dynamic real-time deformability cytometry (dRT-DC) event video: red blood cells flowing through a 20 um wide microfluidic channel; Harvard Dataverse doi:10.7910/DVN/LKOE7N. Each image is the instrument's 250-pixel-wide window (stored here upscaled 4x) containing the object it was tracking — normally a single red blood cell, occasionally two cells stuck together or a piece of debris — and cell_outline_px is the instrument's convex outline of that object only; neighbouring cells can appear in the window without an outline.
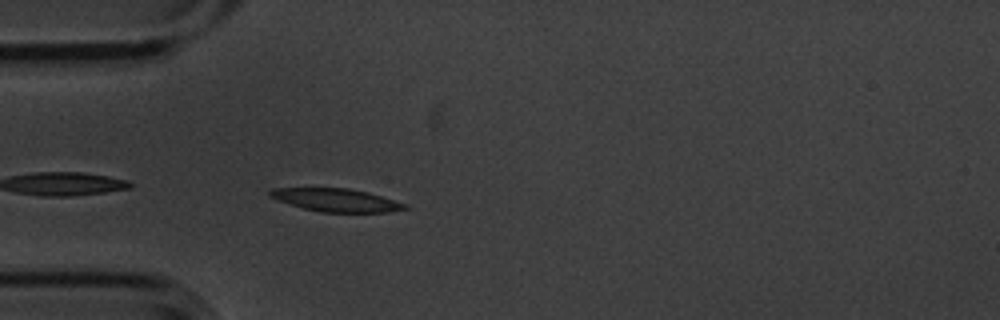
{"species": "common noctule bat (a hibernating species)", "species_latin": "Nyctalus noctula", "temperature_condition": "cold", "stored_images_in_passage": 3, "camera_frame_rate_fps": 3000, "um_per_image_px": 0.085, "animal": {"sex": "male", "body_mass_g": 20.1, "forearm_length_mm": 53.5}, "frame": {"image": 1, "passage_image": 3, "time_ms": 0.667, "image_size_px": [1000, 320], "cell_outline_px": [[408, 208], [388, 212], [320, 212], [304, 208], [268, 196], [268, 192], [272, 188], [348, 188], [368, 192], [408, 204]], "centroid_in_image_um": [28.61, 17.0], "position_along_channel_um": 56.4, "area_um2": 17.92}}